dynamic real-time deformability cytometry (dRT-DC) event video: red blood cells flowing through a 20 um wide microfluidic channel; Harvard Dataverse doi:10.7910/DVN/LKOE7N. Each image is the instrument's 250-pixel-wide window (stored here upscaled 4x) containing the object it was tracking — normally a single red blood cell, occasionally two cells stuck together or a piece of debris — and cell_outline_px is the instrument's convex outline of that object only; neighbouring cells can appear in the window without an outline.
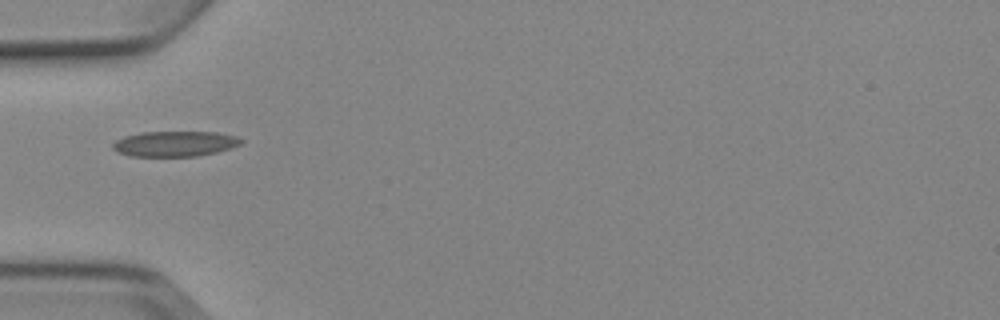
{"species": "Egyptian fruit bat (a non-hibernating species)", "species_latin": "Rousettus aegyptiacus", "temperature_condition": "cold", "stored_images_in_passage": 2, "camera_frame_rate_fps": 3000, "um_per_image_px": 0.085, "animal": {"sex": "female"}, "frame": {"image": 1, "passage_image": 2, "time_ms": 1.333, "image_size_px": [1000, 320], "cell_outline_px": [[244, 140], [240, 144], [216, 152], [196, 156], [132, 156], [116, 152], [112, 148], [112, 144], [116, 140], [124, 136], [140, 132], [216, 132], [236, 136]], "centroid_in_image_um": [14.82, 12.21], "position_along_channel_um": 70.2, "area_um2": 18.9}}